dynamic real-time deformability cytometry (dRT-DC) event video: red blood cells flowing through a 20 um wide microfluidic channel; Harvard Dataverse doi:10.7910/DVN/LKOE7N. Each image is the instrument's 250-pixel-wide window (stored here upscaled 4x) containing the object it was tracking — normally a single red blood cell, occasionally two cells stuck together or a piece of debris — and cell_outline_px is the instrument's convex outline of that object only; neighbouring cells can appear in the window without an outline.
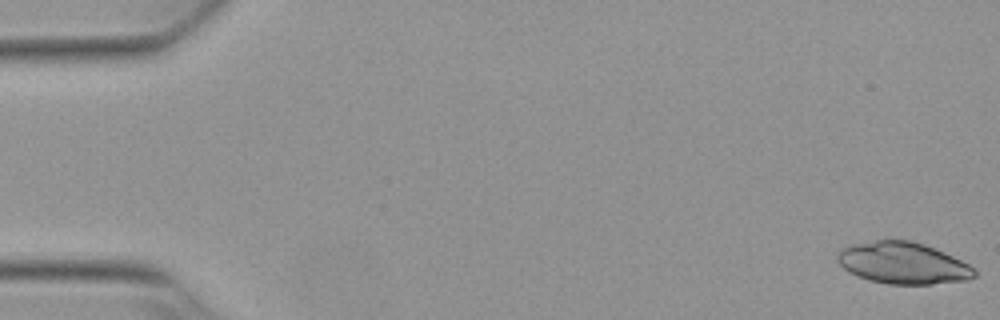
{"species": "Egyptian fruit bat (a non-hibernating species)", "species_latin": "Rousettus aegyptiacus", "temperature_condition": "warm", "stored_images_in_passage": 53, "camera_frame_rate_fps": 3000, "um_per_image_px": 0.085, "animal": {"sex": "female"}, "frame": {"image": 1, "passage_image": 1, "time_ms": 0.0, "image_size_px": [1000, 320], "cell_outline_px": [[976, 276], [968, 280], [932, 284], [888, 284], [868, 280], [856, 276], [848, 272], [836, 260], [836, 252], [840, 248], [852, 244], [876, 240], [908, 240], [924, 244], [944, 252], [968, 264], [976, 272]], "centroid_in_image_um": [76.7, 22.36], "position_along_channel_um": 8.3, "area_um2": 33.41}}